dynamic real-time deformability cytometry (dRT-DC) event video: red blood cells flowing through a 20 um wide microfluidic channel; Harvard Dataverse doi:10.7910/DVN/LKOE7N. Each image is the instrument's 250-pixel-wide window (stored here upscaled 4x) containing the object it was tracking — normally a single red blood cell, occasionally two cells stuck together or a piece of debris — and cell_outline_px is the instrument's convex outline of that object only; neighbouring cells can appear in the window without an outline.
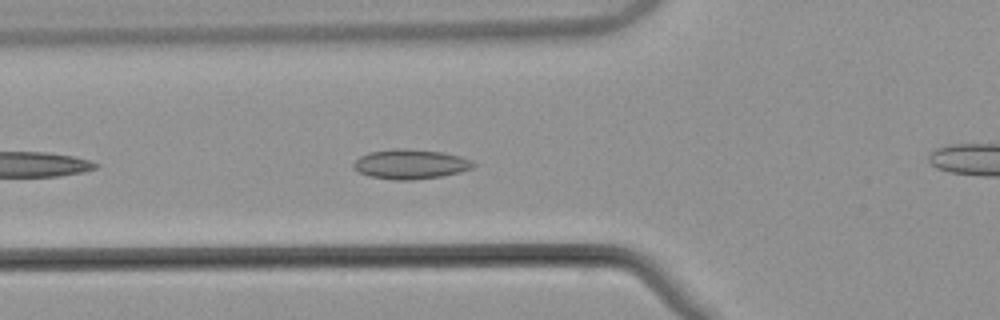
{"species": "common noctule bat (a hibernating species)", "species_latin": "Nyctalus noctula", "temperature_condition": "warm", "stored_images_in_passage": 5, "camera_frame_rate_fps": 3000, "um_per_image_px": 0.085, "animal": {"sex": "male", "body_mass_g": 21.5, "forearm_length_mm": 52.0}, "frame": {"image": 1, "passage_image": 2, "time_ms": 0.333, "image_size_px": [1000, 320], "cell_outline_px": [[476, 164], [472, 168], [460, 172], [440, 176], [412, 180], [396, 180], [368, 176], [352, 168], [352, 164], [360, 156], [368, 152], [396, 148], [404, 148], [444, 152], [460, 156], [472, 160]], "centroid_in_image_um": [34.88, 13.94], "position_along_channel_um": 90.9, "area_um2": 20.81}}